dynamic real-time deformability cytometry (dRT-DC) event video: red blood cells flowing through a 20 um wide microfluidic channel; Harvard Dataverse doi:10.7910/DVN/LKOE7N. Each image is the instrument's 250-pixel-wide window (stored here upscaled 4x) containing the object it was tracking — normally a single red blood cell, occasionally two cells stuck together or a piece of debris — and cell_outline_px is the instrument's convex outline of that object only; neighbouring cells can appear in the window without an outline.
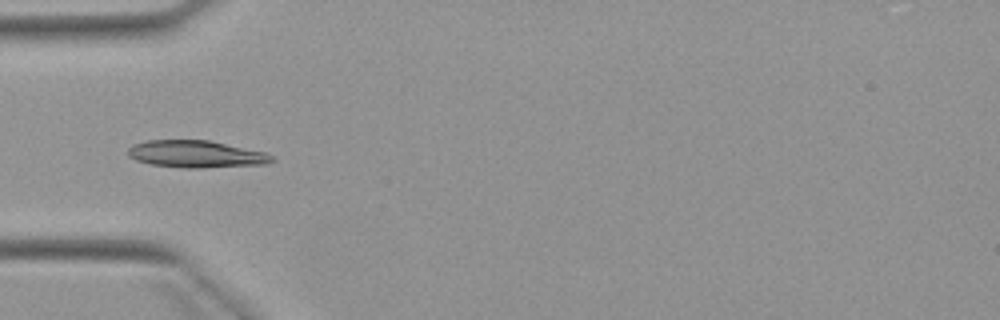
{"species": "Egyptian fruit bat (a non-hibernating species)", "species_latin": "Rousettus aegyptiacus", "temperature_condition": "warm", "stored_images_in_passage": 4, "camera_frame_rate_fps": 3000, "um_per_image_px": 0.085, "animal": {"sex": "female"}, "frame": {"image": 1, "passage_image": 4, "time_ms": 4.667, "image_size_px": [1000, 320], "cell_outline_px": [[276, 160], [264, 164], [200, 168], [184, 168], [152, 164], [136, 160], [128, 156], [128, 148], [132, 144], [148, 140], [208, 140], [264, 152], [272, 156]], "centroid_in_image_um": [16.63, 13.1], "position_along_channel_um": 68.4, "area_um2": 22.6}}